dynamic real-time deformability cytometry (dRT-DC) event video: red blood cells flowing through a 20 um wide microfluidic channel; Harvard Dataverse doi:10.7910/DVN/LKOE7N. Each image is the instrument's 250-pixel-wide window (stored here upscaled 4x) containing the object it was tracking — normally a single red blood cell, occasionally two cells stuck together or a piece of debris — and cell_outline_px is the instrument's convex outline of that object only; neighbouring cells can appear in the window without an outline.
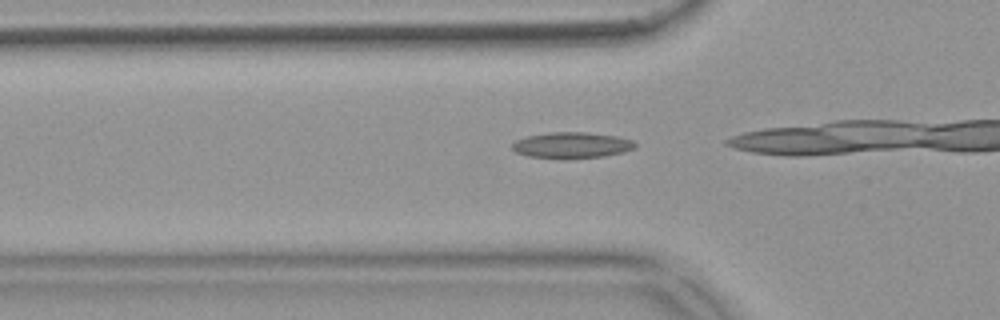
{"species": "common noctule bat (a hibernating species)", "species_latin": "Nyctalus noctula", "temperature_condition": "warm", "stored_images_in_passage": 7, "camera_frame_rate_fps": 3000, "um_per_image_px": 0.085, "animal": {"sex": "female", "body_mass_g": 18.4}, "frame": {"image": 1, "passage_image": 2, "time_ms": 0.333, "image_size_px": [1000, 320], "cell_outline_px": [[636, 148], [624, 152], [604, 156], [564, 160], [560, 160], [528, 156], [516, 152], [512, 148], [512, 144], [516, 140], [528, 136], [548, 132], [588, 132], [616, 136], [632, 140], [636, 144]], "centroid_in_image_um": [48.6, 12.36], "position_along_channel_um": 77.2, "area_um2": 19.02}}